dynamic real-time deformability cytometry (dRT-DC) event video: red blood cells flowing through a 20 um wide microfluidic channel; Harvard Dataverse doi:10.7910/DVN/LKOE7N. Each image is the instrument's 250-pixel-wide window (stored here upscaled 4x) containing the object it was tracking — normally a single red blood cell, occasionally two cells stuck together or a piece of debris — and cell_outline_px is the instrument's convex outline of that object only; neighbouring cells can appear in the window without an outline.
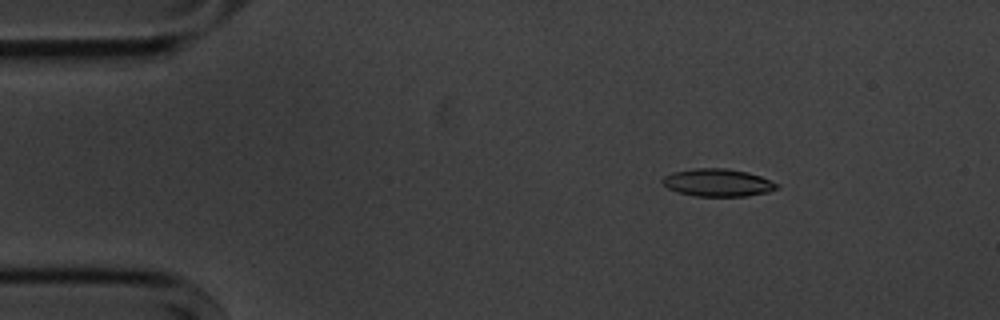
{"species": "common noctule bat (a hibernating species)", "species_latin": "Nyctalus noctula", "temperature_condition": "cold", "stored_images_in_passage": 49, "camera_frame_rate_fps": 3000, "um_per_image_px": 0.085, "animal": {"sex": "male", "body_mass_g": 20.1, "forearm_length_mm": 53.5}, "frame": {"image": 1, "passage_image": 2, "time_ms": 0.333, "image_size_px": [1000, 320], "cell_outline_px": [[780, 184], [776, 188], [768, 192], [744, 196], [696, 196], [676, 192], [668, 188], [660, 180], [664, 176], [672, 172], [696, 168], [724, 168], [748, 172], [760, 176]], "centroid_in_image_um": [60.98, 15.52], "position_along_channel_um": 24.0, "area_um2": 18.38}}
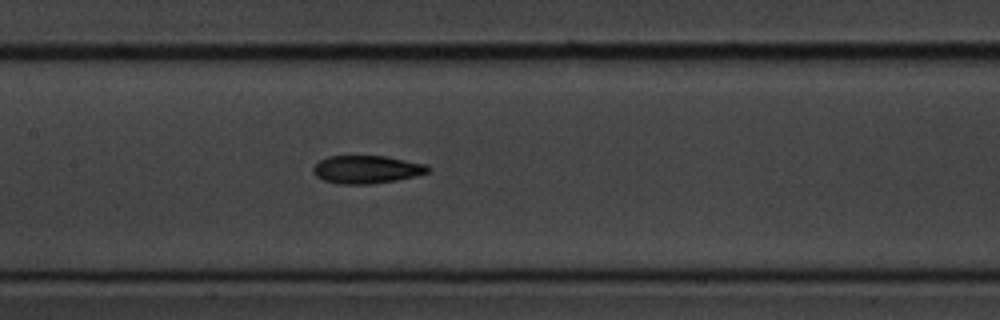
{"frame": {"image": 2, "passage_image": 20, "time_ms": 6.333, "image_size_px": [1000, 320], "cell_outline_px": [[428, 172], [416, 176], [396, 180], [368, 184], [340, 184], [324, 180], [316, 176], [312, 172], [312, 168], [320, 160], [328, 156], [388, 156], [428, 164]], "centroid_in_image_um": [31.17, 14.39], "position_along_channel_um": 176.2, "area_um2": 18.73}}
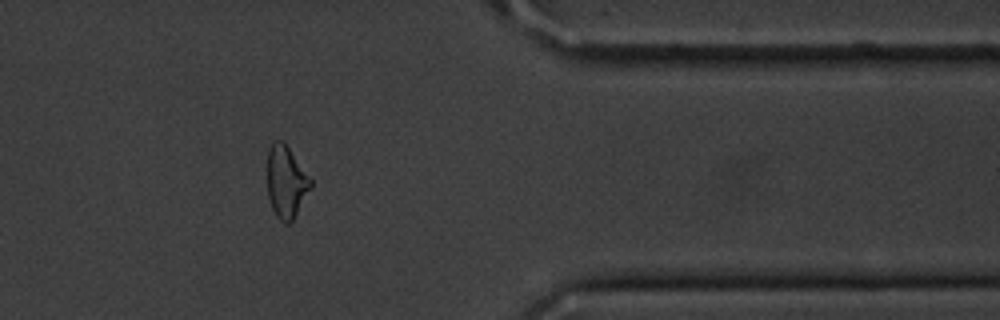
{"frame": {"image": 3, "passage_image": 39, "time_ms": 12.667, "image_size_px": [1000, 320], "cell_outline_px": [[312, 188], [292, 220], [288, 224], [284, 224], [276, 216], [272, 208], [268, 196], [268, 148], [272, 140], [284, 140], [312, 180]], "centroid_in_image_um": [24.33, 15.43], "position_along_channel_um": 387.1, "area_um2": 18.38}, "authors_computed_cell_mechanics": {"area_um2": 18.3804, "velocity_mm_per_s": 3.6156, "shape_relaxation_time_tau1_ms": 4.1047, "shape_relaxation_time_tau2_ms": 2.5625, "deformation_change_tau1": 0.1497, "deformation_change_tau2": 0.0952}}